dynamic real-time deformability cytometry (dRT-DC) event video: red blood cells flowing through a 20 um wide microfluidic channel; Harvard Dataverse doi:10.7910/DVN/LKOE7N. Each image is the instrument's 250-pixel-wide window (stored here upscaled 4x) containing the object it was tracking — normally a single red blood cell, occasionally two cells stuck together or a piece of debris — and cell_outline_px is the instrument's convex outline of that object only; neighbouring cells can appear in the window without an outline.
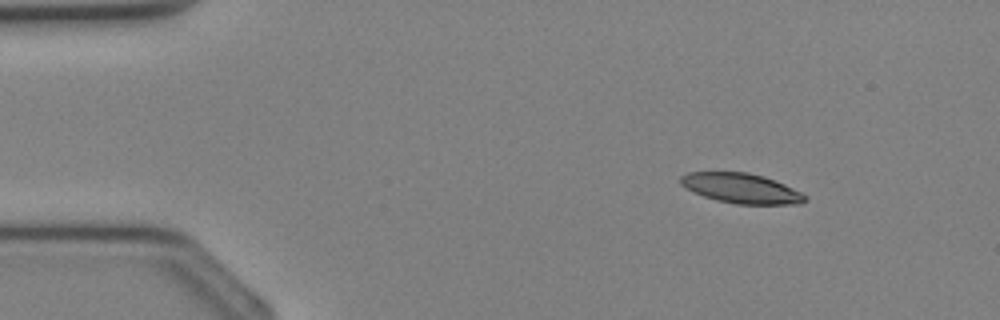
{"species": "Egyptian fruit bat (a non-hibernating species)", "species_latin": "Rousettus aegyptiacus", "temperature_condition": "cold", "stored_images_in_passage": 9, "camera_frame_rate_fps": 3000, "um_per_image_px": 0.085, "animal": {"sex": "female"}, "frame": {"image": 1, "passage_image": 4, "time_ms": 1.0, "image_size_px": [1000, 320], "cell_outline_px": [[808, 200], [800, 204], [736, 204], [716, 200], [704, 196], [680, 184], [680, 176], [688, 172], [748, 172], [764, 176], [784, 184], [808, 196]], "centroid_in_image_um": [63.04, 16.0], "position_along_channel_um": 22.0, "area_um2": 21.62}}